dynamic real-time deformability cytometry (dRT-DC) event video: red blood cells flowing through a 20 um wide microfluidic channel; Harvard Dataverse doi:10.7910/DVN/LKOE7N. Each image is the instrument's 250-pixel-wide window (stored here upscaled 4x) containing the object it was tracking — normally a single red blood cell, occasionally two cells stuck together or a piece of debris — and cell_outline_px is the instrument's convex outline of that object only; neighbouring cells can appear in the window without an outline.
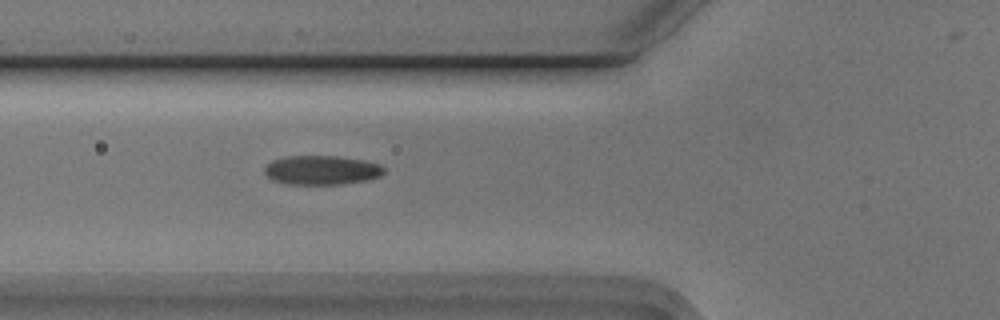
{"species": "Egyptian fruit bat (a non-hibernating species)", "species_latin": "Rousettus aegyptiacus", "temperature_condition": "cold", "stored_images_in_passage": 2, "camera_frame_rate_fps": 3000, "um_per_image_px": 0.085, "animal": {"sex": "male"}, "frame": {"image": 1, "passage_image": 2, "time_ms": 0.333, "image_size_px": [1000, 320], "cell_outline_px": [[384, 172], [380, 176], [364, 180], [340, 184], [288, 184], [272, 180], [264, 172], [264, 168], [272, 160], [288, 156], [336, 156], [364, 160], [380, 164], [384, 168]], "centroid_in_image_um": [27.33, 14.45], "position_along_channel_um": 98.5, "area_um2": 20.17}}